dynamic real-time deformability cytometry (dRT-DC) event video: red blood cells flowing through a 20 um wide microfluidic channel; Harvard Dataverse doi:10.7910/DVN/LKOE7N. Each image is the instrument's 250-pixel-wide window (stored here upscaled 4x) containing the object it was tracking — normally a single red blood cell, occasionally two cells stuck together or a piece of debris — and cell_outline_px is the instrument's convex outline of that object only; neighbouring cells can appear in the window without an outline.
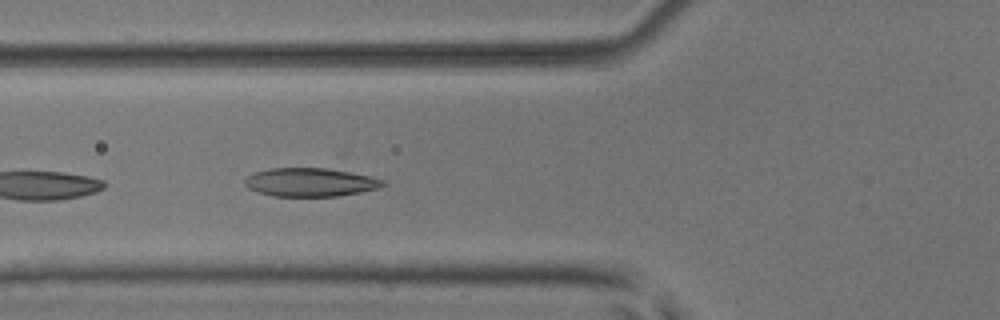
{"species": "common noctule bat (a hibernating species)", "species_latin": "Nyctalus noctula", "temperature_condition": "room temperature", "stored_images_in_passage": 10, "camera_frame_rate_fps": 3000, "um_per_image_px": 0.085, "animal": {"sex": "male", "body_mass_g": 17.9, "forearm_length_mm": 54.2}, "frame": {"image": 1, "passage_image": 4, "time_ms": 1.0, "image_size_px": [1000, 320], "cell_outline_px": [[388, 184], [380, 188], [360, 192], [336, 196], [272, 196], [248, 188], [244, 184], [244, 180], [248, 176], [256, 172], [272, 168], [324, 168], [348, 172], [368, 176], [384, 180]], "centroid_in_image_um": [26.39, 15.5], "position_along_channel_um": 99.4, "area_um2": 22.72}}